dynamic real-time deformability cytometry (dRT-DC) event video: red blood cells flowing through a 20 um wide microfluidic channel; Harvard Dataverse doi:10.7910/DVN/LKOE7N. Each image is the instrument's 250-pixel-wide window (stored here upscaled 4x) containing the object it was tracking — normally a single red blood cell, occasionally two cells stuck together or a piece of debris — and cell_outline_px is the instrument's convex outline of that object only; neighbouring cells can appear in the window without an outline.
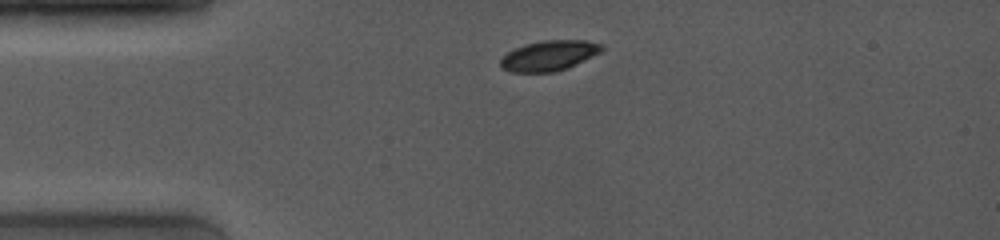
{"species": "common noctule bat (a hibernating species)", "species_latin": "Nyctalus noctula", "temperature_condition": "room temperature", "stored_images_in_passage": 47, "camera_frame_rate_fps": 4000, "um_per_image_px": 0.085, "animal": {"sex": "female", "body_mass_g": 19.0, "forearm_length_mm": 53.3}, "frame": {"image": 1, "passage_image": 1, "time_ms": 0.0, "image_size_px": [1000, 240], "cell_outline_px": [[604, 48], [600, 52], [568, 68], [556, 72], [512, 72], [504, 68], [500, 64], [500, 60], [508, 52], [524, 44], [544, 40], [588, 40], [600, 44]], "centroid_in_image_um": [46.68, 4.72], "position_along_channel_um": 38.3, "area_um2": 17.69}}
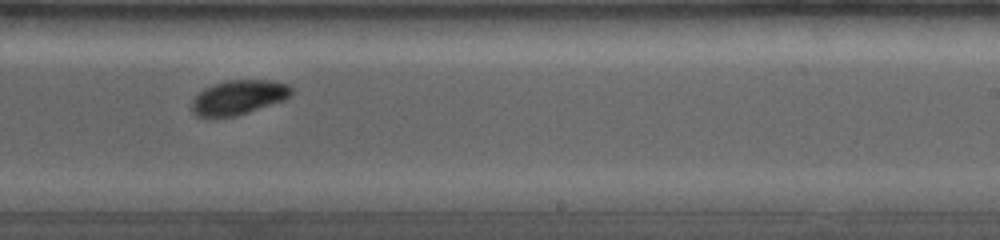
{"frame": {"image": 2, "passage_image": 27, "time_ms": 6.5, "image_size_px": [1000, 240], "cell_outline_px": [[292, 96], [284, 100], [236, 116], [196, 116], [192, 112], [192, 100], [204, 88], [228, 80], [268, 80], [288, 84], [292, 88]], "centroid_in_image_um": [20.3, 8.27], "position_along_channel_um": 268.7, "area_um2": 19.77}}
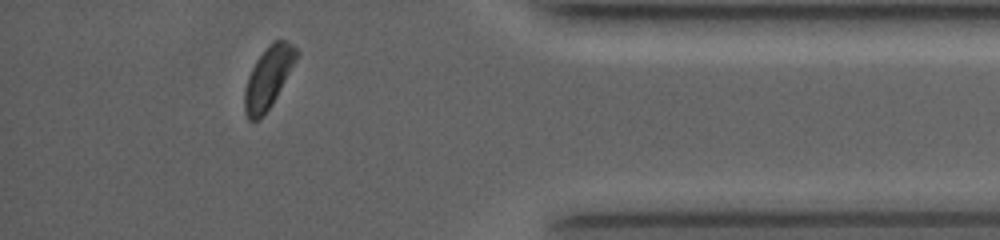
{"frame": {"image": 3, "passage_image": 43, "time_ms": 10.5, "image_size_px": [1000, 240], "cell_outline_px": [[300, 52], [296, 60], [272, 104], [256, 120], [248, 120], [244, 112], [244, 88], [248, 76], [256, 60], [268, 44], [272, 40], [284, 40], [292, 44]], "centroid_in_image_um": [22.79, 6.55], "position_along_channel_um": 412.4, "area_um2": 18.38}, "authors_computed_cell_mechanics": {"area_um2": 20.0566, "velocity_mm_per_s": 4.0261, "shape_relaxation_time_tau1_ms": 1.0263, "shape_relaxation_time_tau2_ms": null, "deformation_change_tau1": 0.0817, "deformation_change_tau2": null}}